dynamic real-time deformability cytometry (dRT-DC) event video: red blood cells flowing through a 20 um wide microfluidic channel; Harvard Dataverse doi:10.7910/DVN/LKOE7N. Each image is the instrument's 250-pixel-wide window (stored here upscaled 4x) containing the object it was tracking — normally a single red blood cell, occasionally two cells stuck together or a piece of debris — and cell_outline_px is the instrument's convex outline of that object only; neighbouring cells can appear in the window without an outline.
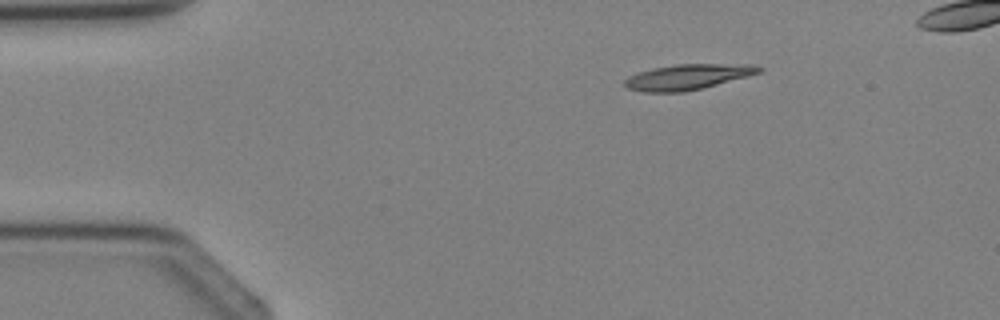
{"species": "Egyptian fruit bat (a non-hibernating species)", "species_latin": "Rousettus aegyptiacus", "temperature_condition": "cold", "stored_images_in_passage": 3, "camera_frame_rate_fps": 3000, "um_per_image_px": 0.085, "animal": {"sex": "female"}, "frame": {"image": 1, "passage_image": 1, "time_ms": 0.0, "image_size_px": [1000, 320], "cell_outline_px": [[764, 68], [760, 72], [748, 76], [684, 92], [644, 92], [628, 88], [624, 84], [624, 80], [628, 76], [636, 72], [652, 68], [676, 64], [752, 64]], "centroid_in_image_um": [58.42, 6.53], "position_along_channel_um": 26.6, "area_um2": 19.83}}